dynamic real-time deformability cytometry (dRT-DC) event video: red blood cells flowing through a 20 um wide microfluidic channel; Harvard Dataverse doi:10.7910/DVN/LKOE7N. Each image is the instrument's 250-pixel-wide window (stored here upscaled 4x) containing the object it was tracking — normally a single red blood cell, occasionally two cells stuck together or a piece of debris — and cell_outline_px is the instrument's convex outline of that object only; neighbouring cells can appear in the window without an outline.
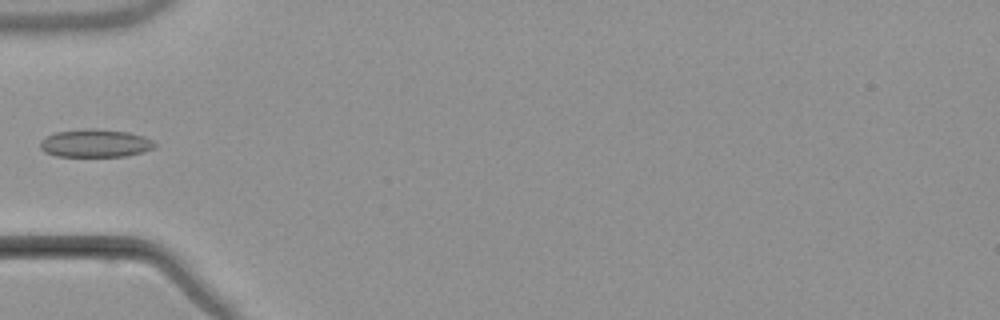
{"species": "common noctule bat (a hibernating species)", "species_latin": "Nyctalus noctula", "temperature_condition": "warm", "stored_images_in_passage": 5, "camera_frame_rate_fps": 3000, "um_per_image_px": 0.085, "animal": {"sex": "male", "body_mass_g": 21.5, "forearm_length_mm": 52.0}, "frame": {"image": 1, "passage_image": 5, "time_ms": 4.667, "image_size_px": [1000, 320], "cell_outline_px": [[156, 144], [152, 148], [144, 152], [124, 156], [56, 156], [44, 152], [40, 148], [40, 140], [56, 132], [88, 128], [96, 128], [128, 132], [144, 136], [152, 140]], "centroid_in_image_um": [8.09, 12.17], "position_along_channel_um": 76.9, "area_um2": 18.67}}